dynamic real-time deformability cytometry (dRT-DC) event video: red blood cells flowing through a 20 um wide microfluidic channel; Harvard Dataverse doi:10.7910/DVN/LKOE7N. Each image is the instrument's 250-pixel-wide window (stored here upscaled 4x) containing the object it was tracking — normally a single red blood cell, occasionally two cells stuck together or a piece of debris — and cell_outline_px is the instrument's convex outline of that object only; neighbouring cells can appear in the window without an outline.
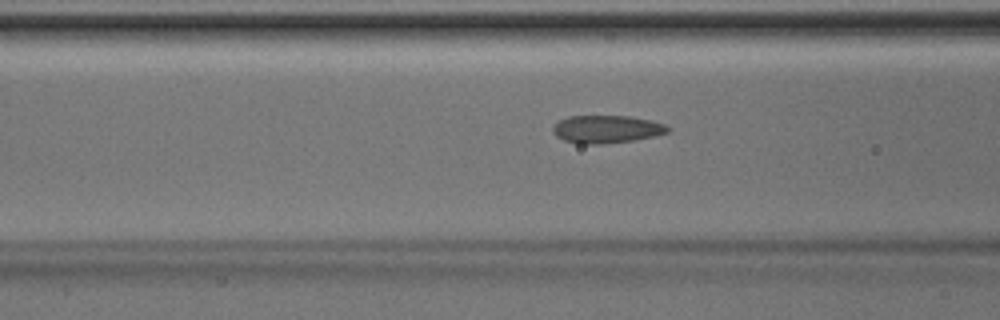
{"species": "Egyptian fruit bat (a non-hibernating species)", "species_latin": "Rousettus aegyptiacus", "temperature_condition": "room temperature", "stored_images_in_passage": 37, "camera_frame_rate_fps": 3000, "um_per_image_px": 0.085, "animal": {"sex": "male"}, "frame": {"image": 1, "passage_image": 16, "time_ms": 5.0, "image_size_px": [1000, 320], "cell_outline_px": [[668, 132], [652, 136], [632, 140], [600, 144], [580, 144], [564, 140], [556, 136], [552, 132], [552, 128], [560, 120], [568, 116], [632, 116], [652, 120], [664, 124], [668, 128]], "centroid_in_image_um": [51.53, 10.97], "position_along_channel_um": 115.1, "area_um2": 18.44}}